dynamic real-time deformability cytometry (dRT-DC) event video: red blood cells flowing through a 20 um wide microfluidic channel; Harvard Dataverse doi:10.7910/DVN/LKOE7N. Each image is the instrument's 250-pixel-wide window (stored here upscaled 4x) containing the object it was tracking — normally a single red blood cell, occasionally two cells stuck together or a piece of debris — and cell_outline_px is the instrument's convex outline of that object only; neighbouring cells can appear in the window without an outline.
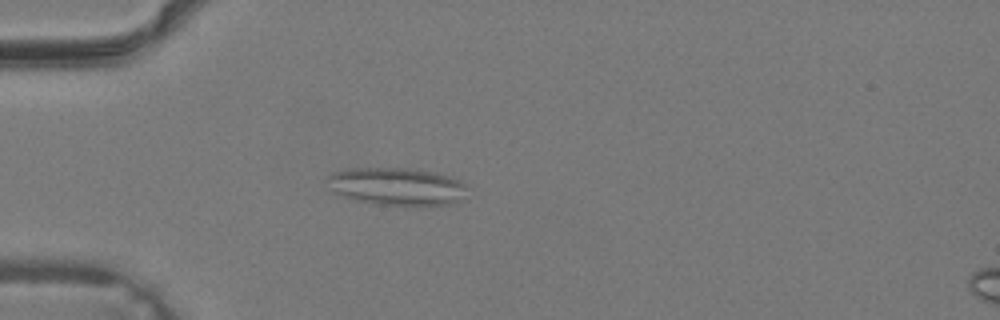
{"species": "common noctule bat (a hibernating species)", "species_latin": "Nyctalus noctula", "temperature_condition": "warm", "stored_images_in_passage": 33, "camera_frame_rate_fps": 3000, "um_per_image_px": 0.085, "animal": {"sex": "male", "body_mass_g": 19.2, "forearm_length_mm": 51.8}, "frame": {"image": 1, "passage_image": 5, "time_ms": 1.333, "image_size_px": [1000, 320], "cell_outline_px": [[468, 184], [456, 200], [448, 204], [420, 208], [376, 204], [356, 200], [344, 196], [336, 192], [328, 176], [332, 172], [348, 168], [408, 168], [436, 172], [460, 180]], "centroid_in_image_um": [33.77, 15.86], "position_along_channel_um": 51.2, "area_um2": 30.75}}
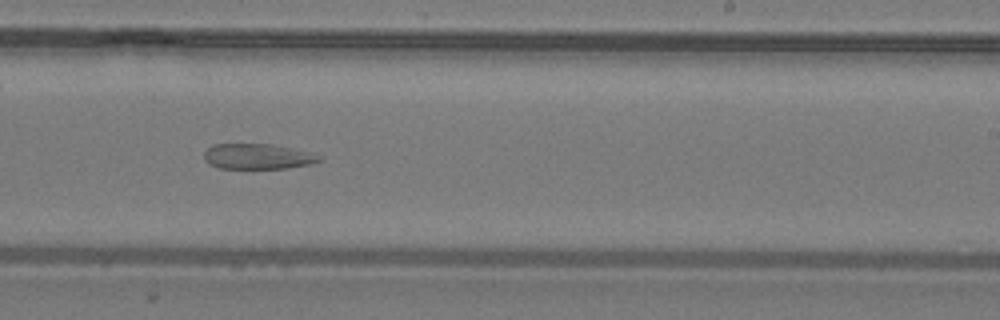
{"frame": {"image": 2, "passage_image": 18, "time_ms": 5.667, "image_size_px": [1000, 320], "cell_outline_px": [[324, 160], [312, 164], [288, 168], [220, 168], [208, 164], [204, 160], [204, 152], [212, 144], [272, 144], [308, 152], [320, 156]], "centroid_in_image_um": [21.89, 13.3], "position_along_channel_um": 267.1, "area_um2": 17.05}}
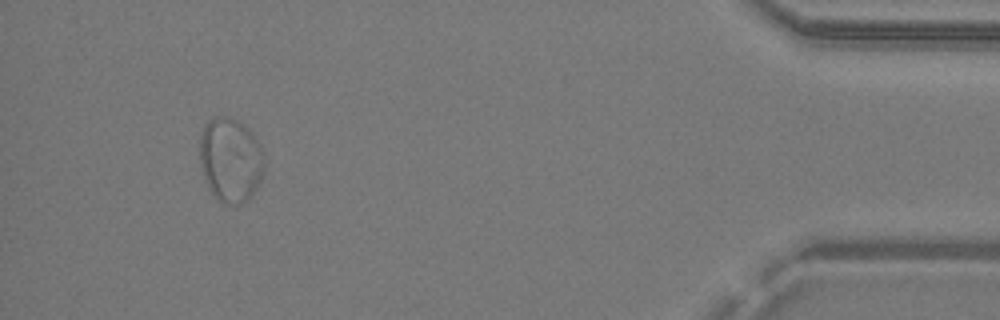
{"frame": {"image": 3, "passage_image": 30, "time_ms": 9.667, "image_size_px": [1000, 320], "cell_outline_px": [[264, 168], [260, 180], [252, 196], [248, 200], [240, 204], [224, 204], [216, 200], [204, 176], [200, 164], [200, 136], [204, 124], [208, 120], [216, 116], [228, 116], [236, 120], [248, 128], [260, 144], [264, 156]], "centroid_in_image_um": [19.59, 13.59], "position_along_channel_um": 415.6, "area_um2": 31.91}}